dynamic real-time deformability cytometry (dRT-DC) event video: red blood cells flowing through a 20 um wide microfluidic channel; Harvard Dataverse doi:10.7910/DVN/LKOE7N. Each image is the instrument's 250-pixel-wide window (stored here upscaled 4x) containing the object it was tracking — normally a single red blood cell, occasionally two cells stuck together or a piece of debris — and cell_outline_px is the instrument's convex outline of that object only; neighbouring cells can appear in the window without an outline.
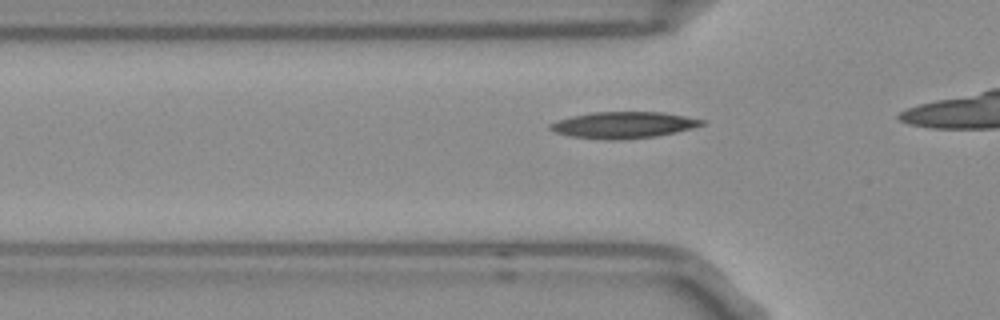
{"species": "Egyptian fruit bat (a non-hibernating species)", "species_latin": "Rousettus aegyptiacus", "temperature_condition": "room temperature", "stored_images_in_passage": 20, "camera_frame_rate_fps": 3000, "um_per_image_px": 0.085, "frame": {"image": 1, "passage_image": 4, "time_ms": 1.0, "image_size_px": [1000, 320], "cell_outline_px": [[708, 120], [704, 124], [692, 128], [676, 132], [656, 136], [624, 140], [608, 140], [568, 136], [556, 132], [548, 128], [548, 124], [556, 120], [572, 116], [592, 112], [664, 112]], "centroid_in_image_um": [52.99, 10.62], "position_along_channel_um": 72.8, "area_um2": 23.64}}